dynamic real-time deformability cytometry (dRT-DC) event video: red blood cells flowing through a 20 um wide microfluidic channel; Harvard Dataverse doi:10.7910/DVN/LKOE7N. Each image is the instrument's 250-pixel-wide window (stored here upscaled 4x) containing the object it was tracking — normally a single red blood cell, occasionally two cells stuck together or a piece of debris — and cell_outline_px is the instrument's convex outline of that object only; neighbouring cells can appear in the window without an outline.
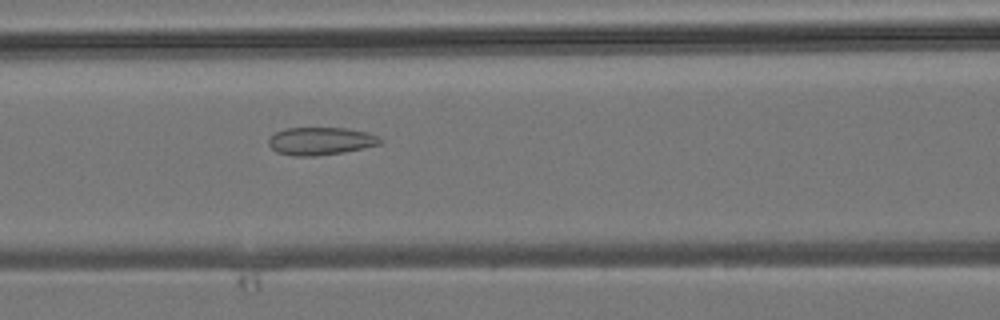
{"species": "common noctule bat (a hibernating species)", "species_latin": "Nyctalus noctula", "temperature_condition": "room temperature", "stored_images_in_passage": 6, "camera_frame_rate_fps": 3000, "um_per_image_px": 0.085, "animal": {"sex": "male", "body_mass_g": 19.2, "forearm_length_mm": 51.8}, "frame": {"image": 1, "passage_image": 6, "time_ms": 6.0, "image_size_px": [1000, 320], "cell_outline_px": [[384, 140], [380, 144], [364, 148], [344, 152], [316, 156], [292, 156], [276, 152], [268, 144], [268, 140], [276, 132], [284, 128], [348, 128], [368, 132]], "centroid_in_image_um": [27.26, 11.99], "position_along_channel_um": 139.3, "area_um2": 18.15}}